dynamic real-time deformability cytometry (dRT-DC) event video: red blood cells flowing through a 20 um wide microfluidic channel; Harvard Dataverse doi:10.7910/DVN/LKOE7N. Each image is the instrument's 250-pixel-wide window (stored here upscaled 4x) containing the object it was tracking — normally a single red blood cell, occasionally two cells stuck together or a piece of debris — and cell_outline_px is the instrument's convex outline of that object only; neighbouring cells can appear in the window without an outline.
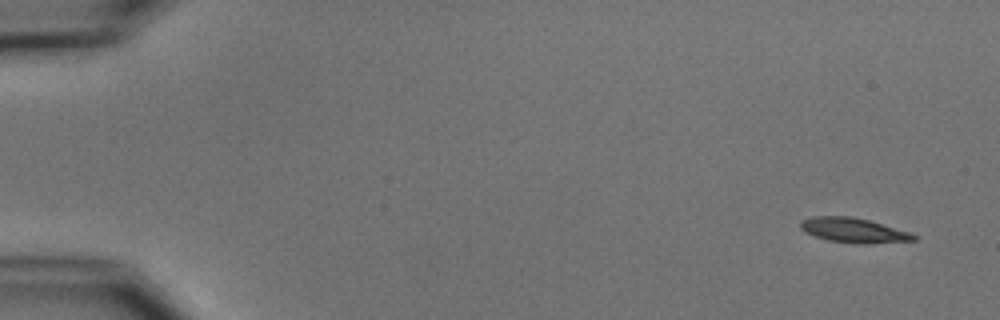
{"species": "common noctule bat (a hibernating species)", "species_latin": "Nyctalus noctula", "temperature_condition": "cold", "stored_images_in_passage": 4, "camera_frame_rate_fps": 3000, "um_per_image_px": 0.085, "animal": {"sex": "male", "body_mass_g": 15.6}, "frame": {"image": 1, "passage_image": 1, "time_ms": 0.0, "image_size_px": [1000, 320], "cell_outline_px": [[916, 240], [872, 244], [856, 244], [828, 240], [804, 232], [800, 228], [800, 220], [812, 216], [852, 216], [868, 220], [912, 232], [916, 236]], "centroid_in_image_um": [72.56, 19.58], "position_along_channel_um": 12.4, "area_um2": 16.53}}
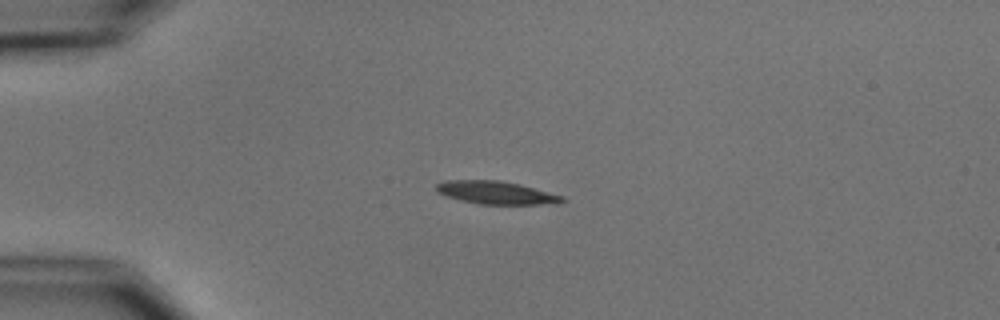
{"frame": {"image": 2, "passage_image": 4, "time_ms": 3.667, "image_size_px": [1000, 320], "cell_outline_px": [[568, 200], [560, 204], [480, 204], [460, 200], [436, 192], [436, 184], [444, 180], [496, 180], [520, 184], [564, 196]], "centroid_in_image_um": [42.22, 16.38], "position_along_channel_um": 42.8, "area_um2": 16.94}}